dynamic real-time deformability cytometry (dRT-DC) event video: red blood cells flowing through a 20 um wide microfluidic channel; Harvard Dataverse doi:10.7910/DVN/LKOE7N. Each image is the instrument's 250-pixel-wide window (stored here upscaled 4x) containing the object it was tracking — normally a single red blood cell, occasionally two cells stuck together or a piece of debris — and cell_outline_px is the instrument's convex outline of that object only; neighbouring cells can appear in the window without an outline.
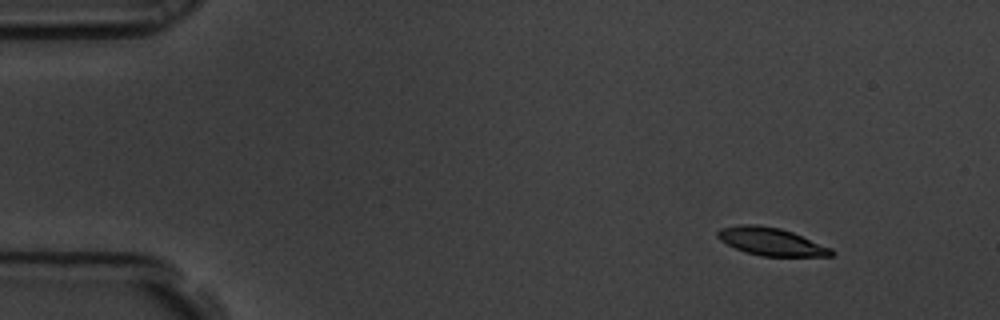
{"species": "common noctule bat (a hibernating species)", "species_latin": "Nyctalus noctula", "temperature_condition": "room temperature", "stored_images_in_passage": 4, "camera_frame_rate_fps": 3000, "um_per_image_px": 0.085, "animal": {"sex": "male", "body_mass_g": 19.5, "forearm_length_mm": 54.6}, "frame": {"image": 1, "passage_image": 1, "time_ms": 0.0, "image_size_px": [1000, 320], "cell_outline_px": [[836, 252], [832, 256], [760, 256], [744, 252], [720, 240], [716, 236], [716, 232], [720, 228], [740, 224], [756, 224], [780, 228], [792, 232], [832, 248]], "centroid_in_image_um": [65.54, 20.53], "position_along_channel_um": 19.5, "area_um2": 18.5}}
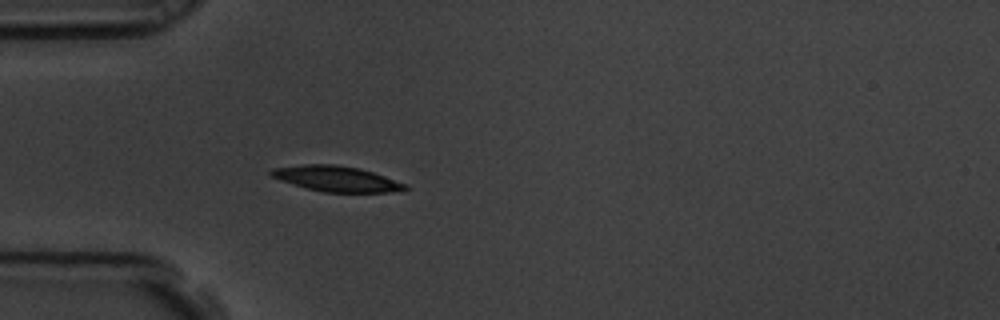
{"frame": {"image": 2, "passage_image": 4, "time_ms": 1.0, "image_size_px": [1000, 320], "cell_outline_px": [[408, 188], [404, 192], [324, 192], [308, 188], [280, 180], [272, 176], [268, 172], [272, 168], [304, 164], [332, 164], [360, 168], [408, 184]], "centroid_in_image_um": [28.65, 15.19], "position_along_channel_um": 56.4, "area_um2": 19.88}}